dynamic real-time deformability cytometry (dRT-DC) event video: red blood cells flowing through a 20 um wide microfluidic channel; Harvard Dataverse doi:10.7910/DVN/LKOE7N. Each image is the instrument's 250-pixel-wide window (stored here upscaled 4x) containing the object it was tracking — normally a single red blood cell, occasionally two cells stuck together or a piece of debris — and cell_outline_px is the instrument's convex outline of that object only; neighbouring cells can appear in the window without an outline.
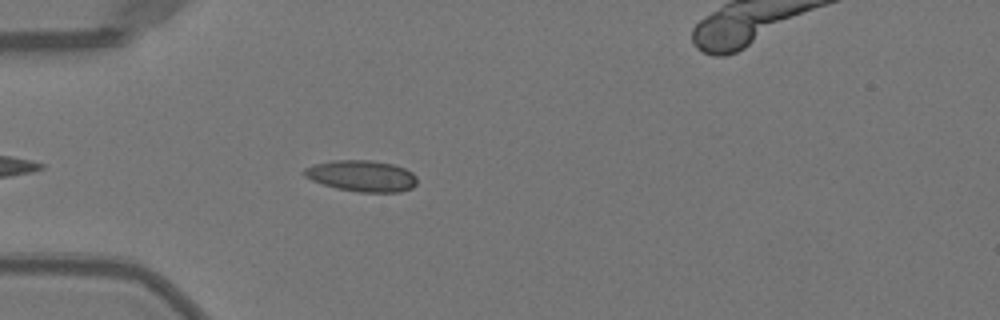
{"species": "Egyptian fruit bat (a non-hibernating species)", "species_latin": "Rousettus aegyptiacus", "temperature_condition": "warm", "stored_images_in_passage": 40, "camera_frame_rate_fps": 3000, "um_per_image_px": 0.085, "animal": {"sex": "female"}, "frame": {"image": 1, "passage_image": 5, "time_ms": 1.333, "image_size_px": [1000, 320], "cell_outline_px": [[416, 184], [412, 188], [400, 192], [360, 192], [336, 188], [312, 180], [304, 176], [304, 168], [312, 164], [332, 160], [372, 160], [392, 164], [404, 168], [412, 172], [416, 176]], "centroid_in_image_um": [30.75, 14.94], "position_along_channel_um": 54.3, "area_um2": 20.58}}
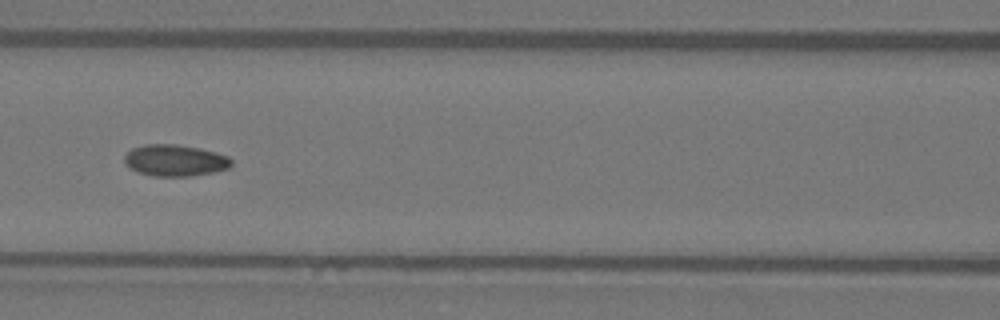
{"frame": {"image": 2, "passage_image": 13, "time_ms": 4.0, "image_size_px": [1000, 320], "cell_outline_px": [[232, 164], [228, 168], [212, 172], [188, 176], [152, 176], [136, 172], [128, 168], [124, 164], [124, 156], [132, 148], [144, 144], [176, 144], [200, 148], [216, 152], [228, 156], [232, 160]], "centroid_in_image_um": [14.83, 13.63], "position_along_channel_um": 151.8, "area_um2": 19.83}}
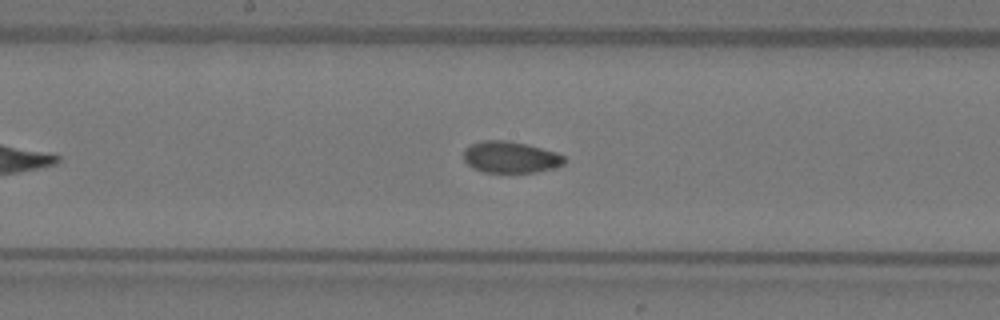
{"frame": {"image": 3, "passage_image": 17, "time_ms": 5.333, "image_size_px": [1000, 320], "cell_outline_px": [[564, 164], [552, 168], [536, 172], [484, 172], [472, 168], [464, 160], [464, 148], [480, 140], [508, 140], [528, 144], [556, 152], [564, 156]], "centroid_in_image_um": [43.37, 13.34], "position_along_channel_um": 204.8, "area_um2": 18.55}, "authors_computed_cell_mechanics": {"area_um2": 18.9006, "velocity_mm_per_s": 3.9917, "shape_relaxation_time_tau1_ms": null, "shape_relaxation_time_tau2_ms": 0.9252, "deformation_change_tau1": null, "deformation_change_tau2": 0.0323}}